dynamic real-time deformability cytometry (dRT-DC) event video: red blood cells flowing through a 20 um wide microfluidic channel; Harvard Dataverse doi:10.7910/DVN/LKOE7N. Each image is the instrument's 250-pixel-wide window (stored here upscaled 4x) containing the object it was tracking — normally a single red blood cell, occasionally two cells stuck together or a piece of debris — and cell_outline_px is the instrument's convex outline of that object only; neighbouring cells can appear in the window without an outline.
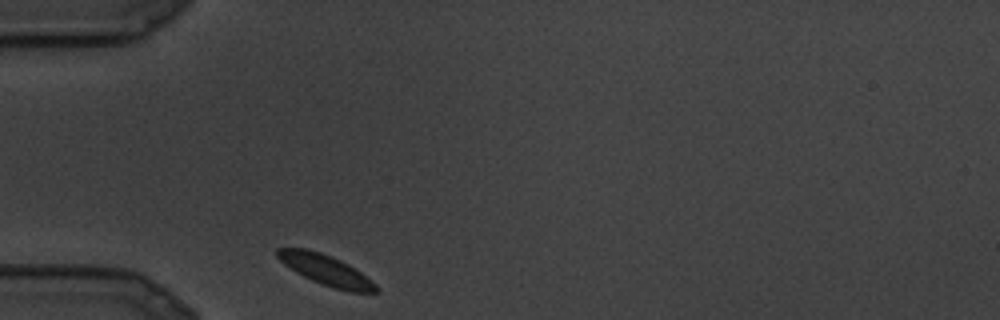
{"species": "common noctule bat (a hibernating species)", "species_latin": "Nyctalus noctula", "temperature_condition": "cold", "stored_images_in_passage": 17, "camera_frame_rate_fps": 3000, "um_per_image_px": 0.085, "animal": {"sex": "male", "body_mass_g": 19.5, "forearm_length_mm": 54.6}, "frame": {"image": 1, "passage_image": 1, "time_ms": 0.0, "image_size_px": [1000, 320], "cell_outline_px": [[380, 292], [348, 292], [312, 280], [296, 272], [284, 264], [276, 256], [276, 248], [308, 248], [320, 252], [340, 260], [348, 264], [360, 272], [376, 284], [380, 288]], "centroid_in_image_um": [27.7, 22.94], "position_along_channel_um": 57.3, "area_um2": 17.28}}
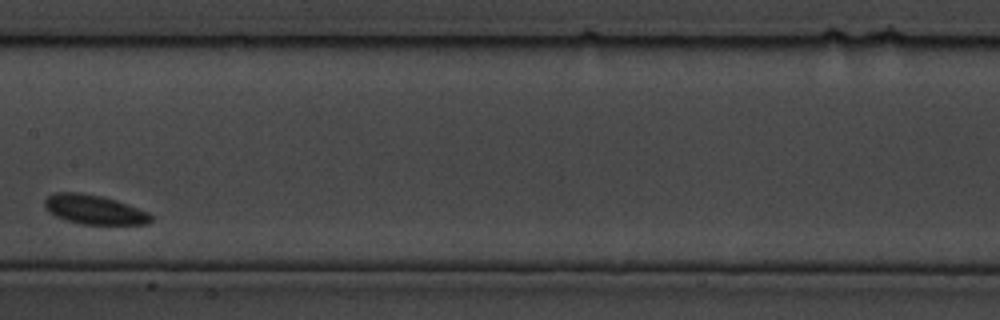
{"frame": {"image": 2, "passage_image": 8, "time_ms": 2.333, "image_size_px": [1000, 320], "cell_outline_px": [[152, 220], [148, 224], [80, 224], [64, 220], [48, 212], [44, 208], [44, 200], [48, 196], [56, 192], [80, 192], [100, 196], [116, 200], [148, 212], [152, 216]], "centroid_in_image_um": [7.97, 17.82], "position_along_channel_um": 199.4, "area_um2": 18.21}}
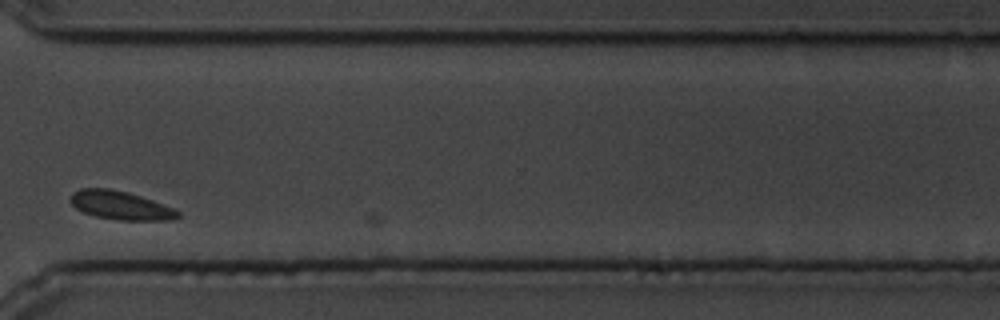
{"frame": {"image": 3, "passage_image": 15, "time_ms": 4.667, "image_size_px": [1000, 320], "cell_outline_px": [[180, 216], [172, 220], [120, 220], [96, 216], [84, 212], [76, 208], [72, 204], [72, 192], [80, 188], [108, 188], [128, 192], [176, 208], [180, 212]], "centroid_in_image_um": [10.29, 17.45], "position_along_channel_um": 360.3, "area_um2": 17.8}}